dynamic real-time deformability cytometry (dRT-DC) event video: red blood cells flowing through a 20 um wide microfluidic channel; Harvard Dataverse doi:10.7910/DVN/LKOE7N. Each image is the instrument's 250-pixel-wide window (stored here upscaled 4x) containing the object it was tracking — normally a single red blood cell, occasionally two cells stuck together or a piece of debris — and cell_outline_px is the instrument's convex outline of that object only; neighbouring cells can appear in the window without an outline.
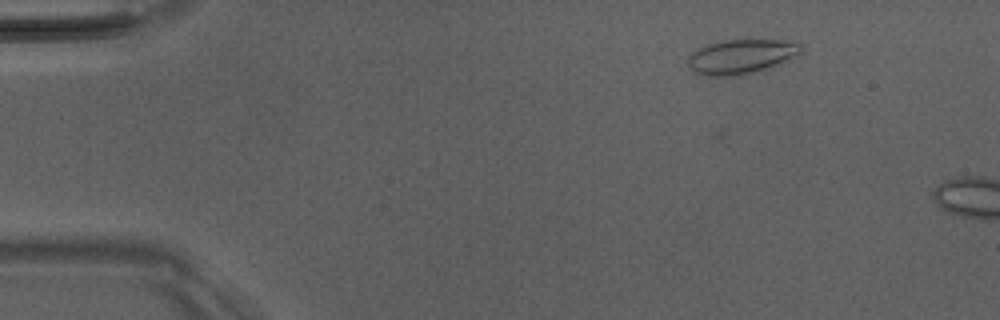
{"species": "Egyptian fruit bat (a non-hibernating species)", "species_latin": "Rousettus aegyptiacus", "temperature_condition": "room temperature", "stored_images_in_passage": 5, "camera_frame_rate_fps": 3000, "um_per_image_px": 0.085, "animal": {"sex": "male"}, "frame": {"image": 1, "passage_image": 1, "time_ms": 0.0, "image_size_px": [1000, 320], "cell_outline_px": [[804, 48], [796, 56], [768, 68], [752, 72], [732, 76], [708, 76], [696, 72], [688, 64], [688, 56], [692, 52], [708, 44], [724, 40], [776, 40], [800, 44]], "centroid_in_image_um": [62.98, 4.8], "position_along_channel_um": 22.0, "area_um2": 22.25}}